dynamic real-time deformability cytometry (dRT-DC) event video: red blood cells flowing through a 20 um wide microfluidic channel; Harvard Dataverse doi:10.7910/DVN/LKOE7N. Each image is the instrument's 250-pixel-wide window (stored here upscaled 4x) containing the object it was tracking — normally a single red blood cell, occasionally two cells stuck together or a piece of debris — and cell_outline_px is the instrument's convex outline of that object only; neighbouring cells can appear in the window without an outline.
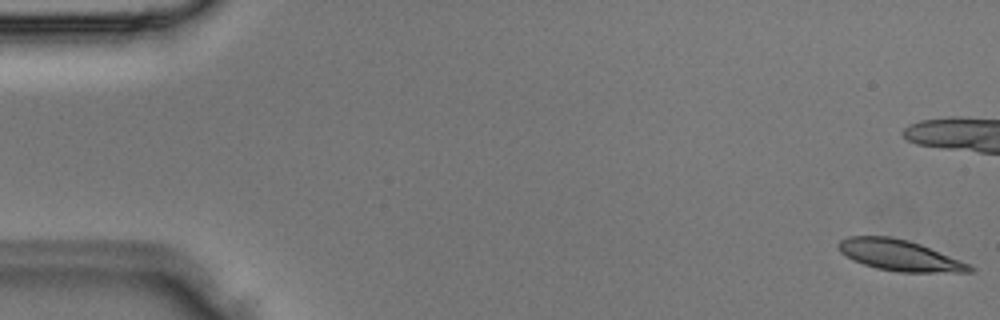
{"species": "Egyptian fruit bat (a non-hibernating species)", "species_latin": "Rousettus aegyptiacus", "temperature_condition": "room temperature", "stored_images_in_passage": 5, "camera_frame_rate_fps": 3000, "um_per_image_px": 0.085, "animal": {"sex": "male"}, "frame": {"image": 1, "passage_image": 1, "time_ms": 0.0, "image_size_px": [1000, 320], "cell_outline_px": [[976, 272], [900, 272], [876, 268], [852, 260], [840, 252], [836, 244], [840, 240], [848, 236], [892, 236], [908, 240], [920, 244], [960, 260], [976, 268]], "centroid_in_image_um": [76.44, 21.7], "position_along_channel_um": 8.6, "area_um2": 23.7}}